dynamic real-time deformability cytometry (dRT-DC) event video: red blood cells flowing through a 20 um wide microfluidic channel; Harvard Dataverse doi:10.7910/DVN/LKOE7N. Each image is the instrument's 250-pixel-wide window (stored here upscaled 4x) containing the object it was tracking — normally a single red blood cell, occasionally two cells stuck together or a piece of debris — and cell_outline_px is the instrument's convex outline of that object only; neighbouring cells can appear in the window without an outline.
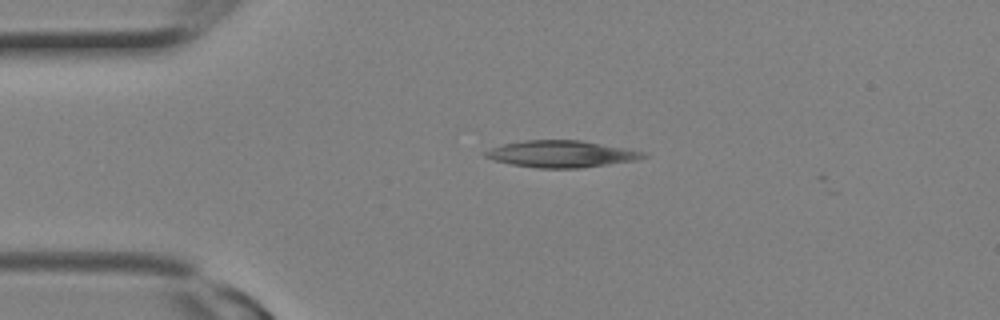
{"species": "Egyptian fruit bat (a non-hibernating species)", "species_latin": "Rousettus aegyptiacus", "temperature_condition": "room temperature", "stored_images_in_passage": 1, "camera_frame_rate_fps": 3000, "um_per_image_px": 0.085, "animal": {"sex": "female"}, "frame": {"image": 1, "passage_image": 1, "time_ms": 0.0, "image_size_px": [1000, 320], "cell_outline_px": [[648, 156], [636, 160], [580, 168], [536, 168], [512, 164], [492, 160], [484, 156], [484, 152], [492, 148], [504, 144], [524, 140], [580, 140], [624, 148], [644, 152]], "centroid_in_image_um": [47.69, 13.09], "position_along_channel_um": 37.3, "area_um2": 24.39}}